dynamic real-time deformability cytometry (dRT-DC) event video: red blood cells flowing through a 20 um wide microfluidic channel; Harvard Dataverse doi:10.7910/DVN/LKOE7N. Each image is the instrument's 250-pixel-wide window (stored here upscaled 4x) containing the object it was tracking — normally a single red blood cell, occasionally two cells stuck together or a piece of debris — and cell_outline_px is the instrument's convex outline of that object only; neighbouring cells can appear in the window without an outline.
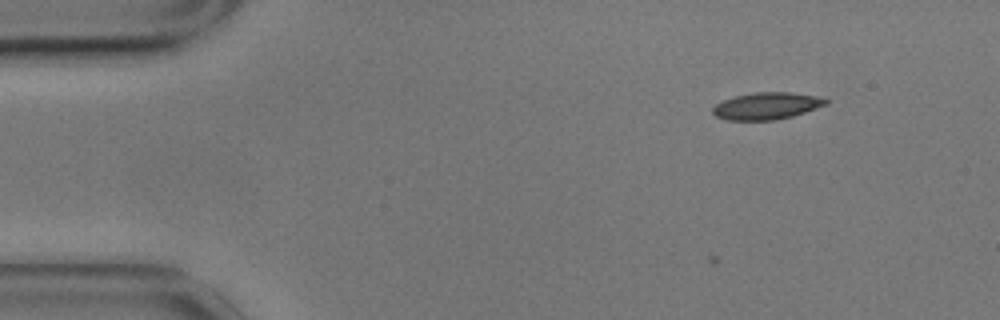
{"species": "common noctule bat (a hibernating species)", "species_latin": "Nyctalus noctula", "temperature_condition": "cold", "stored_images_in_passage": 2, "camera_frame_rate_fps": 3000, "um_per_image_px": 0.085, "animal": {"sex": "male", "body_mass_g": 17.9}, "frame": {"image": 1, "passage_image": 2, "time_ms": 0.333, "image_size_px": [1000, 320], "cell_outline_px": [[828, 104], [792, 116], [776, 120], [728, 120], [716, 116], [712, 112], [712, 108], [716, 104], [724, 100], [736, 96], [756, 92], [792, 92], [812, 96], [828, 100]], "centroid_in_image_um": [65.14, 9.01], "position_along_channel_um": 19.9, "area_um2": 17.51}}